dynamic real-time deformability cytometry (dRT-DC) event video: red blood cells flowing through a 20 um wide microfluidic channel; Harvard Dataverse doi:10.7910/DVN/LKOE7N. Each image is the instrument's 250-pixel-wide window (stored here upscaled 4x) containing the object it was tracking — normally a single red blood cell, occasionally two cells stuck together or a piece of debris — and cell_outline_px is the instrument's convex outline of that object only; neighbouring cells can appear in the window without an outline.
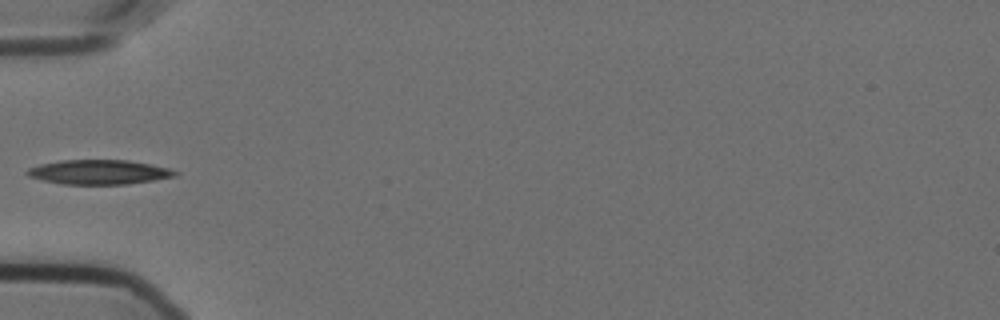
{"species": "Egyptian fruit bat (a non-hibernating species)", "species_latin": "Rousettus aegyptiacus", "temperature_condition": "cold", "stored_images_in_passage": 23, "camera_frame_rate_fps": 3000, "um_per_image_px": 0.085, "animal": {"sex": "female"}, "frame": {"image": 1, "passage_image": 1, "time_ms": 0.0, "image_size_px": [1000, 320], "cell_outline_px": [[180, 172], [176, 176], [156, 180], [124, 184], [64, 184], [44, 180], [28, 176], [24, 172], [28, 168], [40, 164], [60, 160], [128, 160], [152, 164], [168, 168]], "centroid_in_image_um": [8.43, 14.62], "position_along_channel_um": 76.6, "area_um2": 21.15}}
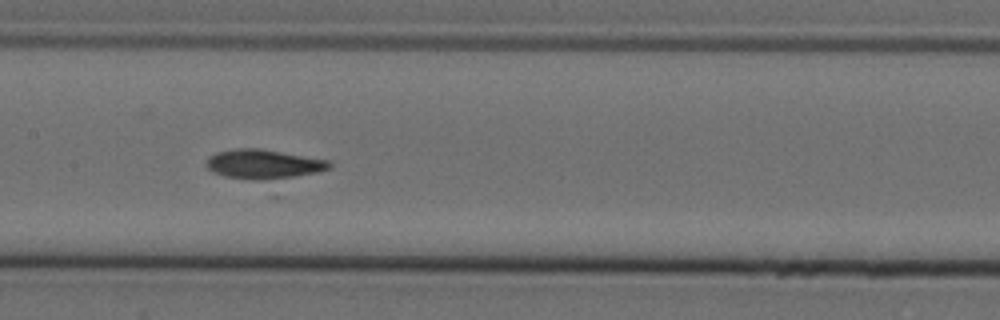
{"frame": {"image": 2, "passage_image": 10, "time_ms": 3.0, "image_size_px": [1000, 320], "cell_outline_px": [[332, 168], [316, 172], [276, 180], [256, 180], [224, 176], [212, 172], [204, 164], [208, 156], [216, 152], [236, 148], [260, 148], [332, 160]], "centroid_in_image_um": [22.42, 13.94], "position_along_channel_um": 185.0, "area_um2": 21.5}}
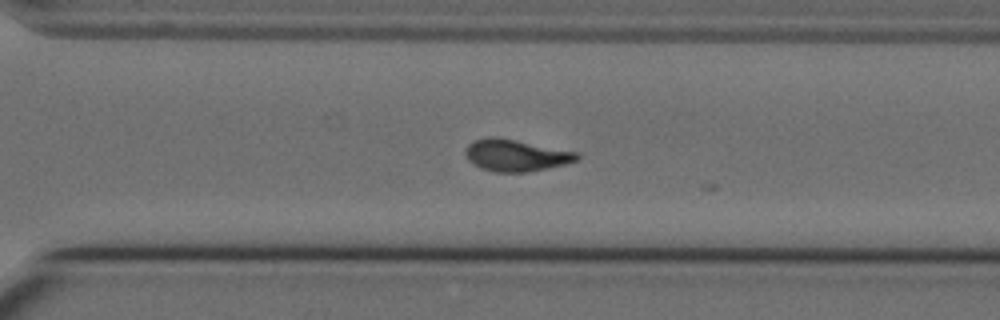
{"frame": {"image": 3, "passage_image": 22, "time_ms": 7.0, "image_size_px": [1000, 320], "cell_outline_px": [[580, 156], [576, 160], [564, 164], [548, 168], [528, 172], [496, 172], [480, 168], [472, 164], [468, 160], [464, 152], [468, 144], [476, 140], [488, 136], [496, 136], [580, 152]], "centroid_in_image_um": [43.84, 13.19], "position_along_channel_um": 326.8, "area_um2": 20.87}}